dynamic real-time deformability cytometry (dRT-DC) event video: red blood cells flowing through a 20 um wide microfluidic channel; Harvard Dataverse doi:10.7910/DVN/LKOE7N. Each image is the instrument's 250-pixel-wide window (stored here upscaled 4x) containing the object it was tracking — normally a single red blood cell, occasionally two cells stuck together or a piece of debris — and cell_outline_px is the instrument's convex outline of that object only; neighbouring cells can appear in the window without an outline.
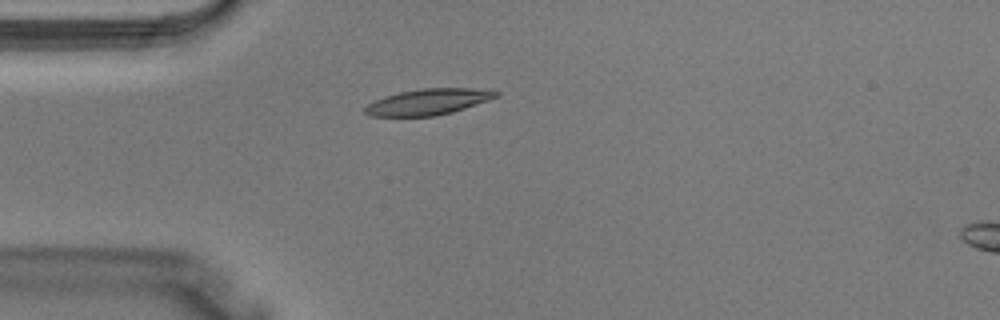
{"species": "Egyptian fruit bat (a non-hibernating species)", "species_latin": "Rousettus aegyptiacus", "temperature_condition": "warm", "stored_images_in_passage": 4, "camera_frame_rate_fps": 3000, "um_per_image_px": 0.085, "animal": {"sex": "male"}, "frame": {"image": 1, "passage_image": 4, "time_ms": 1.0, "image_size_px": [1000, 320], "cell_outline_px": [[500, 96], [452, 112], [436, 116], [368, 116], [364, 112], [364, 108], [368, 104], [384, 96], [400, 92], [424, 88], [468, 88], [500, 92]], "centroid_in_image_um": [36.37, 8.66], "position_along_channel_um": 48.6, "area_um2": 19.65}}